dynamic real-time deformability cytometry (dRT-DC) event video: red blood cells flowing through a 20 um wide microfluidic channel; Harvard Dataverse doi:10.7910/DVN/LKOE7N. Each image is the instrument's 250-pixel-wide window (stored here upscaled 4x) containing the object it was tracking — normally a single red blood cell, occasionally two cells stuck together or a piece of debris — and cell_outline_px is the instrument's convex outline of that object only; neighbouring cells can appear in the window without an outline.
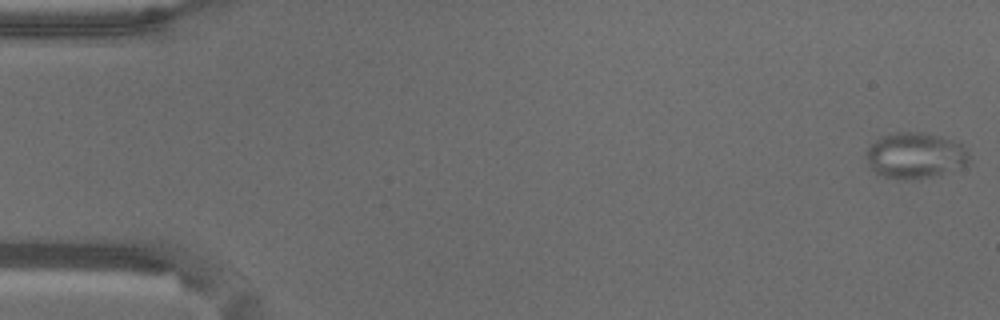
{"species": "common noctule bat (a hibernating species)", "species_latin": "Nyctalus noctula", "temperature_condition": "warm", "stored_images_in_passage": 2, "camera_frame_rate_fps": 3000, "um_per_image_px": 0.085, "animal": {"sex": "male", "body_mass_g": 18.8}, "frame": {"image": 1, "passage_image": 1, "time_ms": 0.0, "image_size_px": [1000, 320], "cell_outline_px": [[968, 160], [964, 164], [944, 172], [932, 176], [884, 176], [876, 172], [868, 164], [864, 156], [868, 148], [880, 136], [896, 132], [920, 132], [940, 136], [964, 144], [968, 152]], "centroid_in_image_um": [77.77, 13.14], "position_along_channel_um": 7.2, "area_um2": 26.47}}